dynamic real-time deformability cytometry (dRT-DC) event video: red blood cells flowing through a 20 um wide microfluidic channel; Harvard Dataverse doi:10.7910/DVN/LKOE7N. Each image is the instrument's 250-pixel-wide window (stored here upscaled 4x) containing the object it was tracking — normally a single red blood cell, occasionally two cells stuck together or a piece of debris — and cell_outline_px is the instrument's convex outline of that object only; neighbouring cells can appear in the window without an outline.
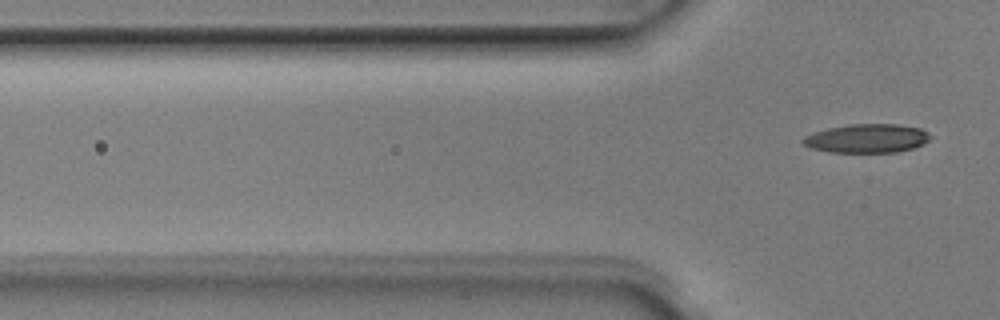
{"species": "Egyptian fruit bat (a non-hibernating species)", "species_latin": "Rousettus aegyptiacus", "temperature_condition": "room temperature", "stored_images_in_passage": 5, "camera_frame_rate_fps": 3000, "um_per_image_px": 0.085, "animal": {"sex": "male"}, "frame": {"image": 1, "passage_image": 5, "time_ms": 1.333, "image_size_px": [1000, 320], "cell_outline_px": [[932, 136], [924, 144], [912, 148], [896, 152], [828, 152], [812, 148], [804, 144], [800, 140], [804, 136], [812, 132], [828, 128], [848, 124], [896, 124], [920, 128], [928, 132]], "centroid_in_image_um": [73.67, 11.76], "position_along_channel_um": 52.1, "area_um2": 21.44}}